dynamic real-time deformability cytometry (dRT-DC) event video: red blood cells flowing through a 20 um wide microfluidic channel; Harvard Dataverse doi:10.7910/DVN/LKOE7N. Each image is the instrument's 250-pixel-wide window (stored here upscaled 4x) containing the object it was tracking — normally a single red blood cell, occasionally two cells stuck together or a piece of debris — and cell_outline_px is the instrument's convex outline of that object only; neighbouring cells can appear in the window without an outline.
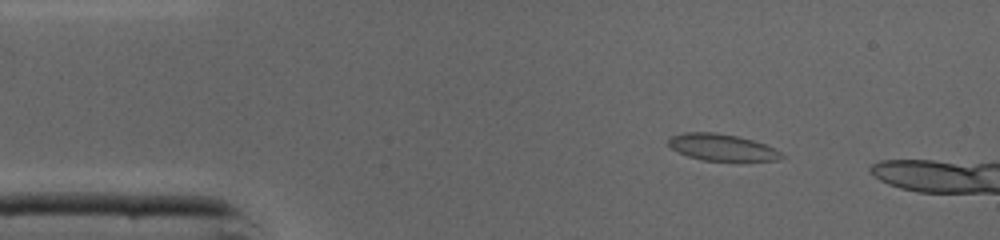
{"species": "common noctule bat (a hibernating species)", "species_latin": "Nyctalus noctula", "temperature_condition": "cold", "stored_images_in_passage": 40, "camera_frame_rate_fps": 3000, "um_per_image_px": 0.085, "animal": {"sex": "male", "body_mass_g": 19.0, "forearm_length_mm": 50.8}, "frame": {"image": 1, "passage_image": 6, "time_ms": 1.667, "image_size_px": [1000, 240], "cell_outline_px": [[784, 156], [780, 160], [704, 160], [688, 156], [672, 148], [668, 144], [668, 136], [684, 132], [716, 132], [740, 136], [764, 144], [780, 152]], "centroid_in_image_um": [61.32, 12.5], "position_along_channel_um": 23.7, "area_um2": 17.4}}
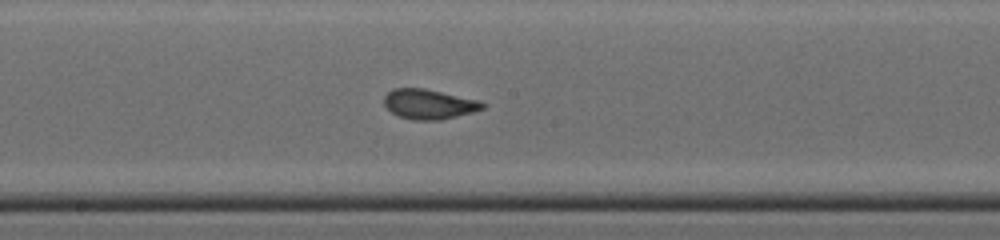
{"frame": {"image": 2, "passage_image": 23, "time_ms": 7.333, "image_size_px": [1000, 240], "cell_outline_px": [[488, 104], [484, 108], [472, 112], [440, 120], [412, 120], [400, 116], [392, 112], [384, 104], [384, 96], [392, 88], [424, 88], [480, 100]], "centroid_in_image_um": [36.48, 8.84], "position_along_channel_um": 211.7, "area_um2": 17.17}}
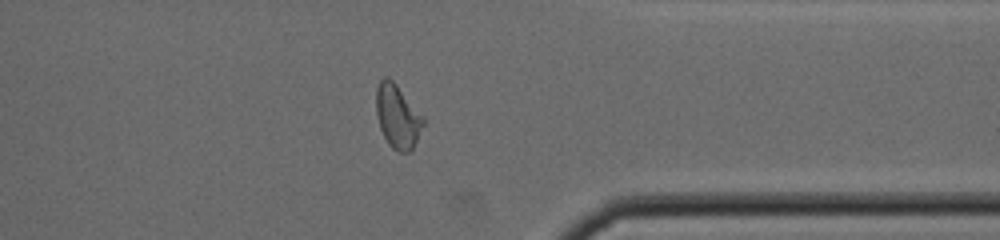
{"frame": {"image": 3, "passage_image": 35, "time_ms": 11.333, "image_size_px": [1000, 240], "cell_outline_px": [[424, 124], [412, 148], [408, 152], [400, 152], [392, 148], [388, 144], [380, 128], [376, 116], [376, 88], [380, 80], [384, 76], [388, 76], [396, 84], [424, 116]], "centroid_in_image_um": [33.77, 9.87], "position_along_channel_um": 377.6, "area_um2": 17.46}, "authors_computed_cell_mechanics": {"area_um2": 17.2822, "velocity_mm_per_s": 4.3796, "shape_relaxation_time_tau1_ms": 3.6041, "shape_relaxation_time_tau2_ms": 0.8257, "deformation_change_tau1": 0.1522, "deformation_change_tau2": 0.0616}}